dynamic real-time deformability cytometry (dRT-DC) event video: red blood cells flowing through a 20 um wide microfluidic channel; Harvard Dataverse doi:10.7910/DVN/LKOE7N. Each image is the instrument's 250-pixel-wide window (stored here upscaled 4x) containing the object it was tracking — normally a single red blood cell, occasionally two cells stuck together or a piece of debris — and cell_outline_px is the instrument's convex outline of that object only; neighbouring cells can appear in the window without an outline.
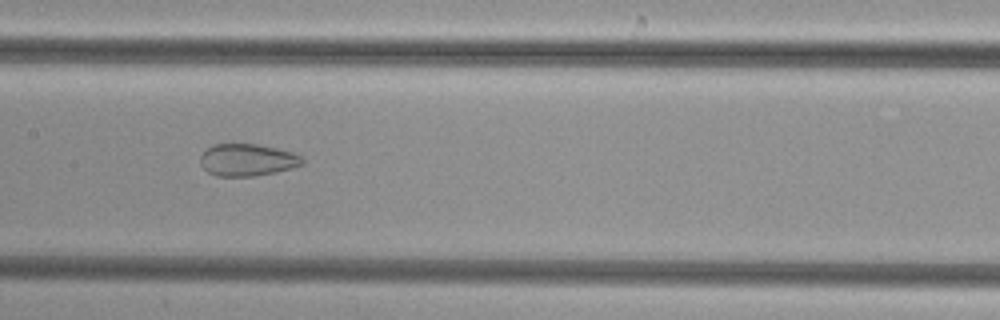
{"species": "common noctule bat (a hibernating species)", "species_latin": "Nyctalus noctula", "temperature_condition": "cold", "stored_images_in_passage": 51, "camera_frame_rate_fps": 3000, "um_per_image_px": 0.085, "animal": {"sex": "female", "body_mass_g": 29.2, "forearm_length_mm": 56.3}, "frame": {"image": 1, "passage_image": 25, "time_ms": 8.0, "image_size_px": [1000, 320], "cell_outline_px": [[304, 164], [292, 168], [276, 172], [252, 176], [216, 176], [208, 172], [200, 164], [200, 156], [212, 144], [256, 144], [276, 148], [292, 152], [300, 156], [304, 160]], "centroid_in_image_um": [21.02, 13.59], "position_along_channel_um": 186.4, "area_um2": 19.07}}
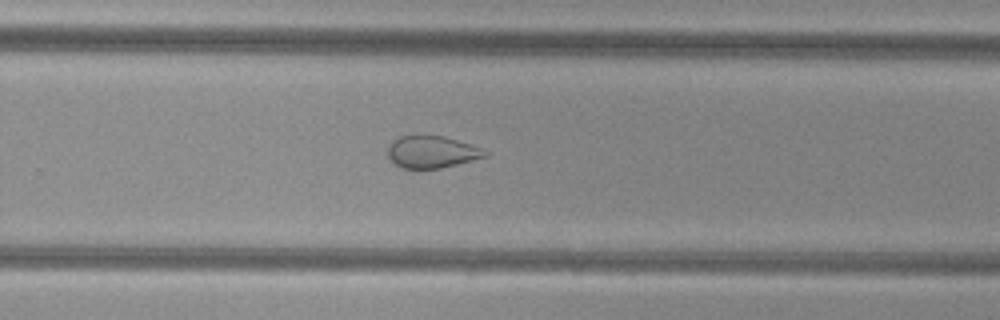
{"frame": {"image": 2, "passage_image": 33, "time_ms": 10.667, "image_size_px": [1000, 320], "cell_outline_px": [[488, 156], [440, 168], [400, 168], [388, 156], [388, 148], [392, 140], [400, 136], [416, 132], [420, 132], [444, 136], [480, 148], [488, 152]], "centroid_in_image_um": [36.65, 12.86], "position_along_channel_um": 293.2, "area_um2": 18.5}}
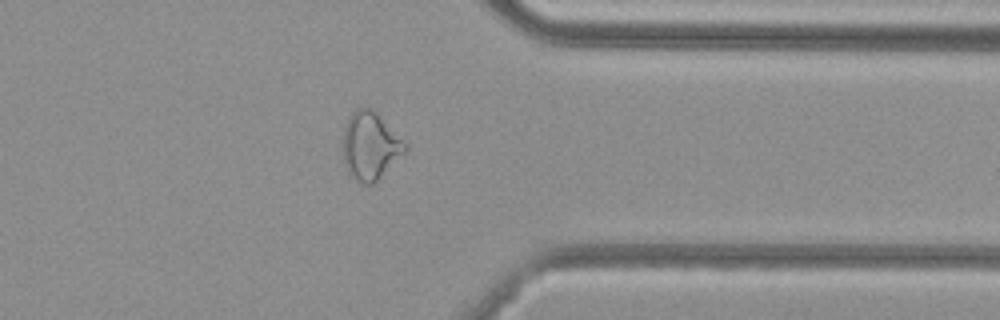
{"frame": {"image": 3, "passage_image": 40, "time_ms": 13.0, "image_size_px": [1000, 320], "cell_outline_px": [[408, 148], [372, 184], [364, 184], [356, 180], [348, 172], [344, 164], [344, 128], [348, 116], [356, 108], [372, 108], [376, 112]], "centroid_in_image_um": [31.41, 12.38], "position_along_channel_um": 380.0, "area_um2": 23.64}}